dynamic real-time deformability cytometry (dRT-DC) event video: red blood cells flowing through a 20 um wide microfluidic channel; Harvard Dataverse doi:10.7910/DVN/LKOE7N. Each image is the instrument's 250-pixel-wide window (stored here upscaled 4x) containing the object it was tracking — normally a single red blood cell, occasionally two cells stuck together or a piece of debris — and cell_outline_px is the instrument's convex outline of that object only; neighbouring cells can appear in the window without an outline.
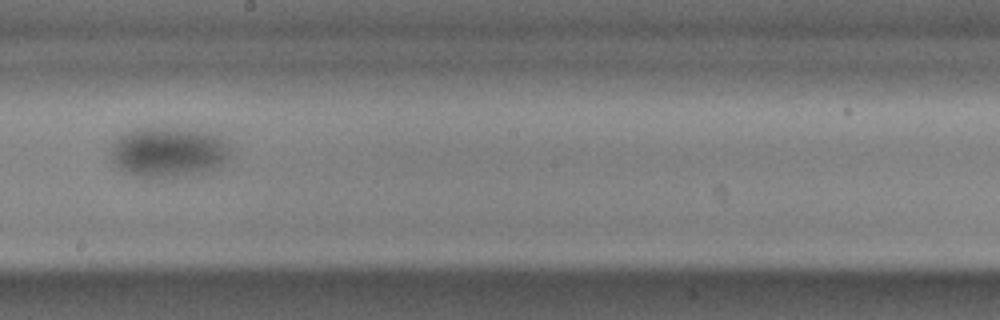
{"species": "common noctule bat (a hibernating species)", "species_latin": "Nyctalus noctula", "temperature_condition": "cold", "stored_images_in_passage": 37, "camera_frame_rate_fps": 3000, "um_per_image_px": 0.085, "animal": {"sex": "male", "body_mass_g": 17.9, "forearm_length_mm": 54.2}, "frame": {"image": 1, "passage_image": 19, "time_ms": 6.0, "image_size_px": [1000, 320], "cell_outline_px": [[232, 148], [228, 160], [216, 168], [204, 172], [164, 180], [144, 180], [124, 172], [112, 164], [112, 144], [124, 132], [132, 128], [144, 124], [152, 124], [216, 132]], "centroid_in_image_um": [14.3, 12.91], "position_along_channel_um": 233.9, "area_um2": 37.34}}
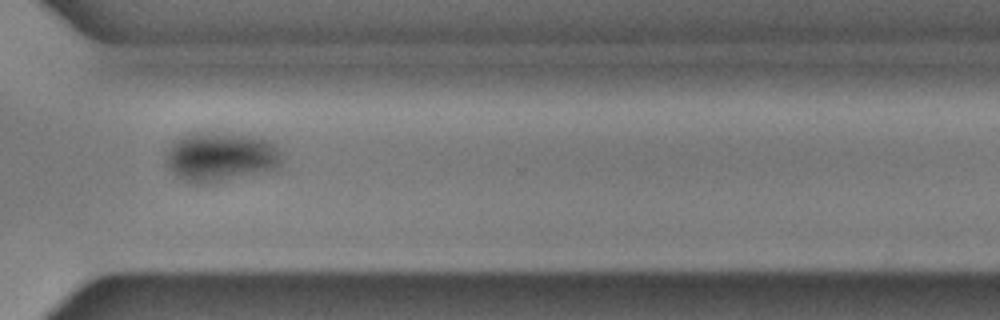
{"frame": {"image": 2, "passage_image": 29, "time_ms": 9.333, "image_size_px": [1000, 320], "cell_outline_px": [[280, 164], [276, 168], [228, 180], [204, 184], [192, 184], [176, 176], [168, 168], [164, 160], [164, 152], [172, 140], [188, 132], [200, 128], [252, 136], [272, 140], [276, 144], [280, 152]], "centroid_in_image_um": [18.64, 13.26], "position_along_channel_um": 352.0, "area_um2": 34.8}}
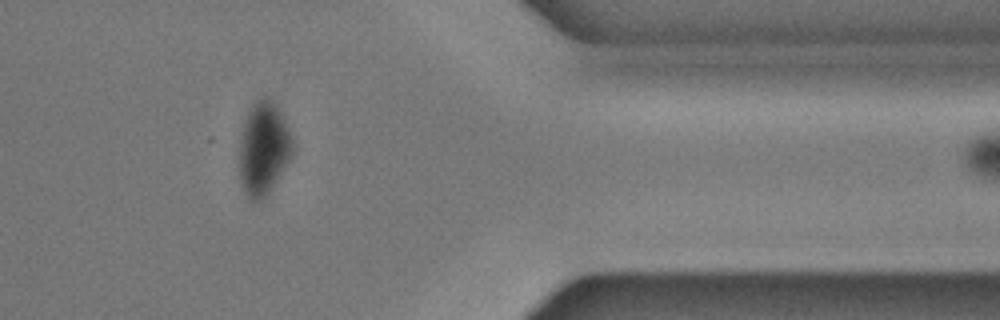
{"frame": {"image": 3, "passage_image": 34, "time_ms": 11.0, "image_size_px": [1000, 320], "cell_outline_px": [[292, 156], [268, 192], [260, 200], [248, 200], [244, 192], [240, 180], [240, 140], [244, 124], [248, 112], [252, 104], [260, 96], [268, 96], [276, 104], [284, 120], [292, 140]], "centroid_in_image_um": [22.38, 12.6], "position_along_channel_um": 389.0, "area_um2": 28.44}}